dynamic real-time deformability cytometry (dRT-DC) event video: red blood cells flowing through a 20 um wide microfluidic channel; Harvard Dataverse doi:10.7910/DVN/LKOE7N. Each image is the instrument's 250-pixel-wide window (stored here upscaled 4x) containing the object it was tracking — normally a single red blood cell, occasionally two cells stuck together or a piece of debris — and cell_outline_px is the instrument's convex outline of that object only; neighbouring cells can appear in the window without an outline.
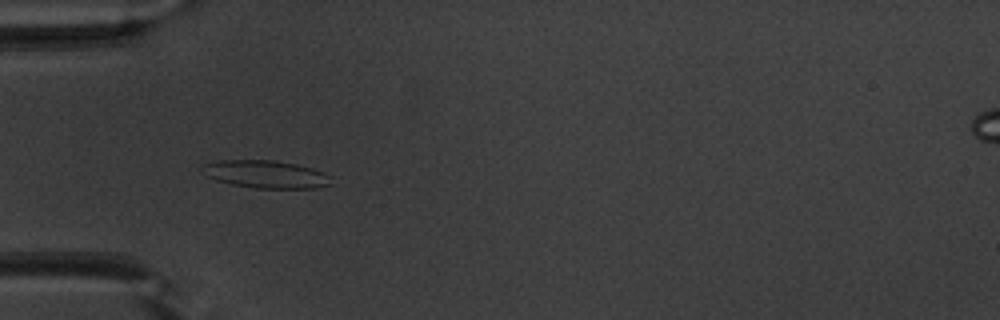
{"species": "common noctule bat (a hibernating species)", "species_latin": "Nyctalus noctula", "temperature_condition": "warm", "stored_images_in_passage": 52, "camera_frame_rate_fps": 3000, "um_per_image_px": 0.085, "animal": {"sex": "male", "body_mass_g": 20.1, "forearm_length_mm": 53.5}, "frame": {"image": 1, "passage_image": 17, "time_ms": 5.333, "image_size_px": [1000, 320], "cell_outline_px": [[332, 184], [316, 188], [256, 188], [232, 184], [216, 180], [200, 172], [200, 168], [204, 164], [216, 160], [272, 160], [296, 164], [312, 168], [324, 172], [332, 176]], "centroid_in_image_um": [22.6, 14.81], "position_along_channel_um": 62.4, "area_um2": 20.98}}
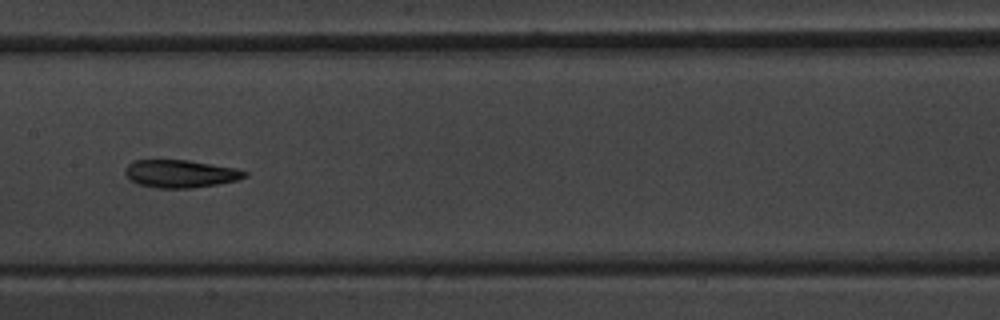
{"frame": {"image": 2, "passage_image": 27, "time_ms": 8.667, "image_size_px": [1000, 320], "cell_outline_px": [[248, 176], [236, 180], [216, 184], [192, 188], [156, 188], [140, 184], [132, 180], [124, 172], [128, 164], [136, 160], [188, 160], [236, 168], [248, 172]], "centroid_in_image_um": [15.36, 14.76], "position_along_channel_um": 192.0, "area_um2": 19.13}}
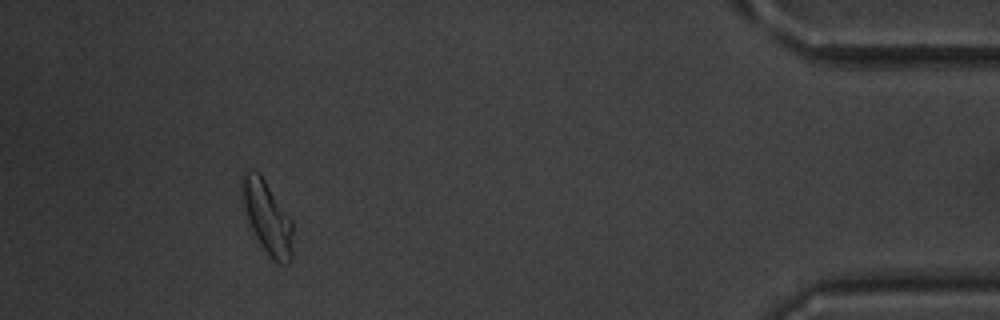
{"frame": {"image": 3, "passage_image": 48, "time_ms": 15.667, "image_size_px": [1000, 320], "cell_outline_px": [[292, 260], [288, 264], [280, 264], [272, 260], [268, 256], [260, 244], [248, 220], [240, 192], [240, 180], [244, 168], [256, 172], [264, 180], [292, 220]], "centroid_in_image_um": [22.7, 18.49], "position_along_channel_um": 412.5, "area_um2": 21.5}, "authors_computed_cell_mechanics": {"area_um2": 20.6057, "velocity_mm_per_s": 3.9537, "shape_relaxation_time_tau1_ms": 5.4145, "shape_relaxation_time_tau2_ms": 2.0695, "deformation_change_tau1": 0.1555, "deformation_change_tau2": 0.0853}}